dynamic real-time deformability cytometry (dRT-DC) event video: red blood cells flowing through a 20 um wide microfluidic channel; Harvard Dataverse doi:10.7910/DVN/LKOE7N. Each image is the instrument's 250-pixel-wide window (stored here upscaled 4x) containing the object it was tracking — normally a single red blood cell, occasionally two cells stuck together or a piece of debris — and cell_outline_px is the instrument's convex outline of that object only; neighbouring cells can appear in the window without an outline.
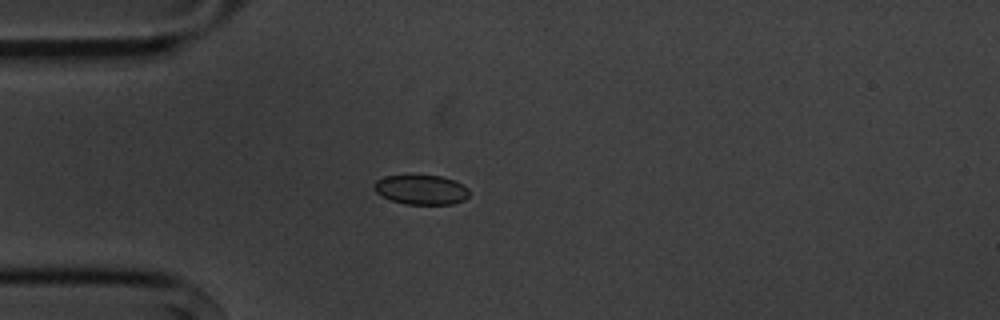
{"species": "common noctule bat (a hibernating species)", "species_latin": "Nyctalus noctula", "temperature_condition": "cold", "stored_images_in_passage": 4, "camera_frame_rate_fps": 3000, "um_per_image_px": 0.085, "animal": {"sex": "male", "body_mass_g": 20.1, "forearm_length_mm": 53.5}, "frame": {"image": 1, "passage_image": 3, "time_ms": 3.333, "image_size_px": [1000, 320], "cell_outline_px": [[468, 196], [464, 200], [452, 204], [404, 204], [392, 200], [376, 192], [372, 188], [372, 184], [376, 180], [384, 176], [440, 176], [452, 180], [468, 188]], "centroid_in_image_um": [35.76, 16.13], "position_along_channel_um": 49.2, "area_um2": 16.18}}